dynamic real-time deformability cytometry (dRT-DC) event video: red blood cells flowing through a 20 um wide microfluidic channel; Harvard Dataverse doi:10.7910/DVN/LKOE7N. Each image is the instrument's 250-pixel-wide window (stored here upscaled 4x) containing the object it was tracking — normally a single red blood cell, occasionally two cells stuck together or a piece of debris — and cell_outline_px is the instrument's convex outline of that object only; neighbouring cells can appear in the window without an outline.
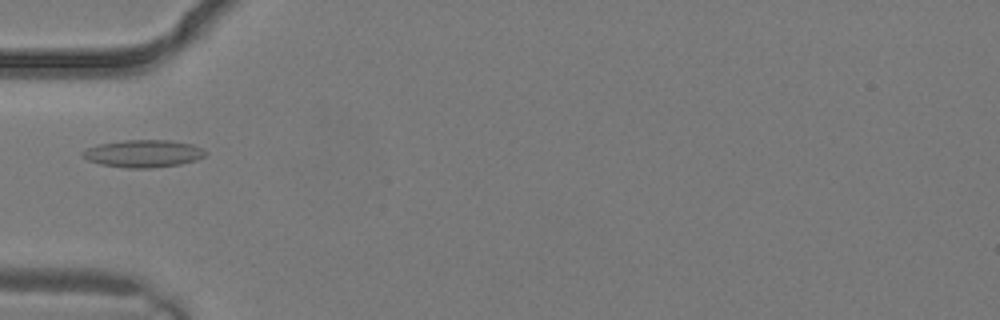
{"species": "common noctule bat (a hibernating species)", "species_latin": "Nyctalus noctula", "temperature_condition": "warm", "stored_images_in_passage": 2, "camera_frame_rate_fps": 3000, "um_per_image_px": 0.085, "animal": {"sex": "male", "body_mass_g": 19.2, "forearm_length_mm": 51.8}, "frame": {"image": 1, "passage_image": 2, "time_ms": 0.333, "image_size_px": [1000, 320], "cell_outline_px": [[208, 152], [204, 156], [196, 160], [180, 164], [152, 168], [128, 168], [100, 164], [88, 160], [80, 152], [88, 148], [100, 144], [124, 140], [172, 140], [192, 144]], "centroid_in_image_um": [12.2, 13.05], "position_along_channel_um": 72.8, "area_um2": 19.54}}